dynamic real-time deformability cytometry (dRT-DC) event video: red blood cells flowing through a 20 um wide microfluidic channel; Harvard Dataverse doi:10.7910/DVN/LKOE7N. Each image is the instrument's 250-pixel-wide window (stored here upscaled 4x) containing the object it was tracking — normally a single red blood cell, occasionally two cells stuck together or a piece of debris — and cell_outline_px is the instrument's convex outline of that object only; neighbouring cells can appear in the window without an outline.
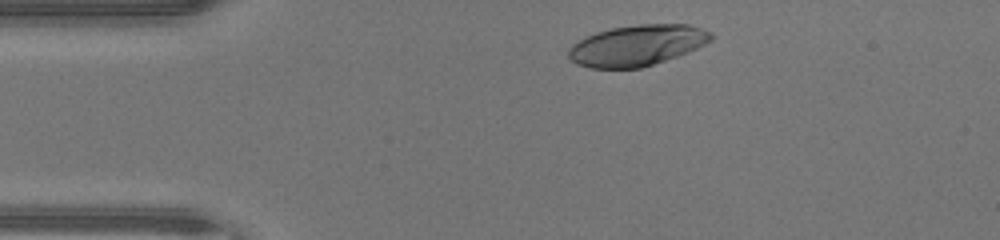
{"species": "human", "species_latin": "Homo sapiens", "temperature_condition": "warm", "stored_images_in_passage": 32, "camera_frame_rate_fps": 3000, "um_per_image_px": 0.085, "donor": {"sex": "male"}, "frame": {"image": 1, "passage_image": 3, "time_ms": 0.667, "image_size_px": [1000, 240], "cell_outline_px": [[712, 40], [688, 52], [640, 68], [588, 68], [576, 64], [568, 56], [568, 48], [572, 44], [584, 36], [596, 32], [612, 28], [636, 24], [688, 24], [712, 32]], "centroid_in_image_um": [54.11, 3.85], "position_along_channel_um": 30.9, "area_um2": 33.93}}
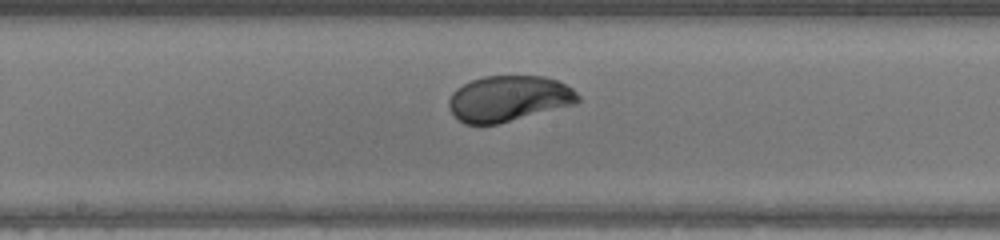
{"frame": {"image": 2, "passage_image": 18, "time_ms": 5.667, "image_size_px": [1000, 240], "cell_outline_px": [[580, 100], [576, 104], [496, 124], [464, 124], [448, 108], [448, 100], [452, 92], [456, 88], [472, 80], [484, 76], [544, 76], [556, 80], [572, 88], [580, 96]], "centroid_in_image_um": [43.23, 8.37], "position_along_channel_um": 205.0, "area_um2": 34.33}}
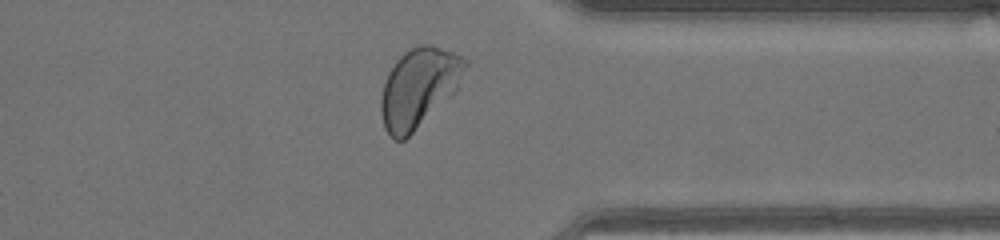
{"frame": {"image": 3, "passage_image": 30, "time_ms": 9.667, "image_size_px": [1000, 240], "cell_outline_px": [[468, 64], [456, 92], [404, 140], [396, 140], [384, 128], [380, 112], [380, 100], [384, 84], [388, 72], [396, 60], [404, 52], [420, 44], [432, 44], [452, 52], [468, 60]], "centroid_in_image_um": [35.6, 7.43], "position_along_channel_um": 375.8, "area_um2": 38.78}, "authors_computed_cell_mechanics": {"area_um2": 34.969, "velocity_mm_per_s": 4.4528, "shape_relaxation_time_tau1_ms": 2.4788, "shape_relaxation_time_tau2_ms": null, "deformation_change_tau1": 0.1689, "deformation_change_tau2": null}}